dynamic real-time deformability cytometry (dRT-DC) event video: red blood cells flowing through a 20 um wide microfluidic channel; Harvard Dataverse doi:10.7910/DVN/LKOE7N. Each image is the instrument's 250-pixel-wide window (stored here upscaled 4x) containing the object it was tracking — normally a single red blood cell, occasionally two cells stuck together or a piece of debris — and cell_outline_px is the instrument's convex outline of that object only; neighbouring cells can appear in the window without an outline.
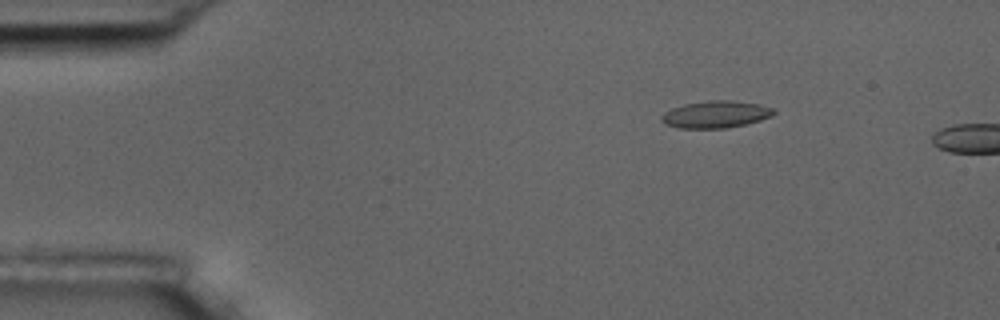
{"species": "common noctule bat (a hibernating species)", "species_latin": "Nyctalus noctula", "temperature_condition": "room temperature", "stored_images_in_passage": 3, "camera_frame_rate_fps": 3000, "um_per_image_px": 0.085, "animal": {"sex": "male", "body_mass_g": 17.5, "forearm_length_mm": 52.3}, "frame": {"image": 1, "passage_image": 2, "time_ms": 1.333, "image_size_px": [1000, 320], "cell_outline_px": [[776, 112], [772, 116], [760, 120], [744, 124], [724, 128], [680, 128], [664, 124], [660, 120], [660, 116], [664, 112], [672, 108], [684, 104], [708, 100], [728, 100], [760, 104], [776, 108]], "centroid_in_image_um": [60.83, 9.71], "position_along_channel_um": 24.2, "area_um2": 17.8}}